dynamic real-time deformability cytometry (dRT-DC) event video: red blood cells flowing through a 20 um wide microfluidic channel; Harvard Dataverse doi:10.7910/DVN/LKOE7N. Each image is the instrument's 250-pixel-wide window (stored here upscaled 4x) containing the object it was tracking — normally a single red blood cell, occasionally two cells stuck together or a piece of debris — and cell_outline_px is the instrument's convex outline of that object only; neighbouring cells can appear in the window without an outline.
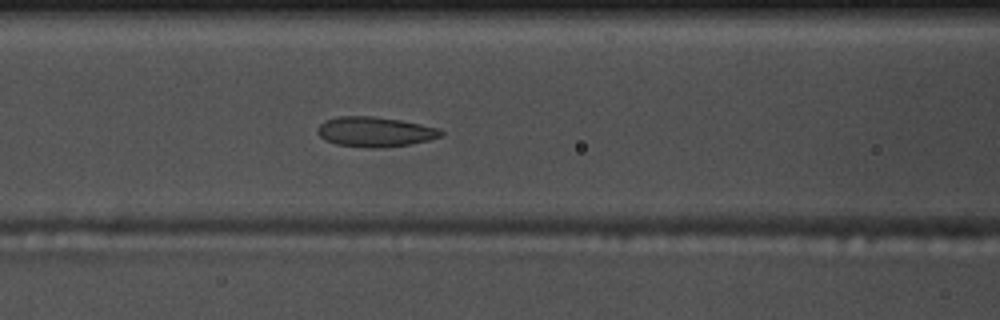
{"species": "common noctule bat (a hibernating species)", "species_latin": "Nyctalus noctula", "temperature_condition": "warm", "stored_images_in_passage": 38, "camera_frame_rate_fps": 3000, "um_per_image_px": 0.085, "animal": {"sex": "male", "body_mass_g": 17.5, "forearm_length_mm": 52.3}, "frame": {"image": 1, "passage_image": 12, "time_ms": 3.667, "image_size_px": [1000, 320], "cell_outline_px": [[444, 136], [428, 140], [408, 144], [376, 148], [372, 148], [336, 144], [324, 140], [316, 132], [316, 128], [324, 120], [336, 116], [372, 116], [400, 120], [440, 128], [444, 132]], "centroid_in_image_um": [31.85, 11.19], "position_along_channel_um": 134.8, "area_um2": 21.62}}
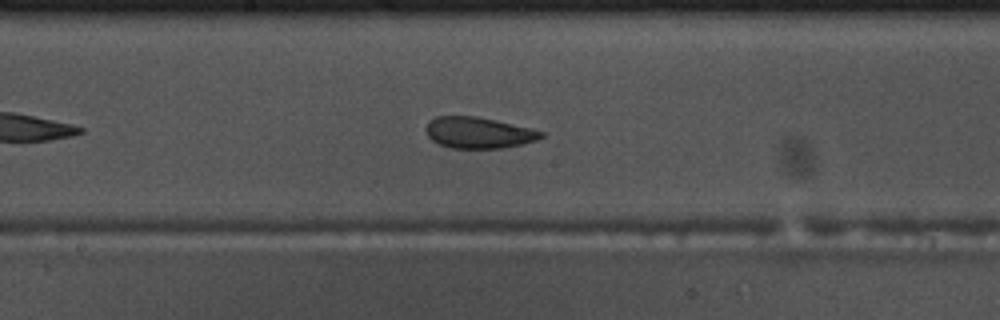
{"frame": {"image": 2, "passage_image": 18, "time_ms": 5.667, "image_size_px": [1000, 320], "cell_outline_px": [[544, 136], [536, 140], [520, 144], [500, 148], [452, 148], [440, 144], [432, 140], [428, 136], [424, 128], [428, 120], [436, 116], [476, 116], [496, 120], [544, 132]], "centroid_in_image_um": [40.61, 11.27], "position_along_channel_um": 207.6, "area_um2": 20.81}}
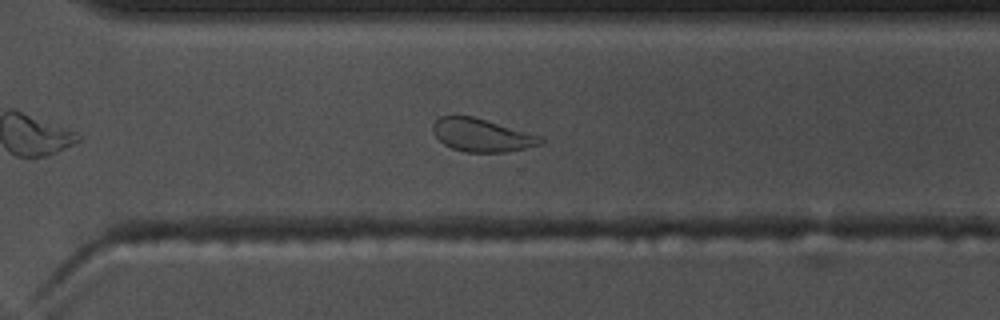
{"frame": {"image": 3, "passage_image": 28, "time_ms": 9.0, "image_size_px": [1000, 320], "cell_outline_px": [[544, 140], [540, 144], [508, 152], [464, 152], [452, 148], [444, 144], [432, 132], [432, 124], [440, 116], [472, 116], [544, 136]], "centroid_in_image_um": [40.96, 11.49], "position_along_channel_um": 329.6, "area_um2": 20.75}, "authors_computed_cell_mechanics": {"area_um2": 21.6461, "velocity_mm_per_s": 3.6639, "shape_relaxation_time_tau1_ms": 5.5803, "shape_relaxation_time_tau2_ms": 1.7368, "deformation_change_tau1": 0.1285, "deformation_change_tau2": 0.0859}}